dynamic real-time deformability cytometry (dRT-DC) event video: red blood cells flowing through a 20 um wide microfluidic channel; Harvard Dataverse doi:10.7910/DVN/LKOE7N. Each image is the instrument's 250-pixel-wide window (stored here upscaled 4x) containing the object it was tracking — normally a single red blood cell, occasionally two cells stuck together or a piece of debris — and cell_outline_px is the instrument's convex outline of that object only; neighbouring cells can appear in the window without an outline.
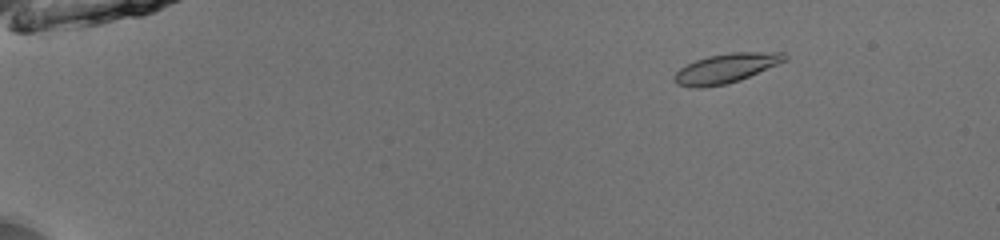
{"species": "common noctule bat (a hibernating species)", "species_latin": "Nyctalus noctula", "temperature_condition": "room temperature", "stored_images_in_passage": 46, "camera_frame_rate_fps": 3000, "um_per_image_px": 0.085, "animal": {"sex": "male", "body_mass_g": 13.0, "forearm_length_mm": 53.1}, "frame": {"image": 1, "passage_image": 1, "time_ms": 0.0, "image_size_px": [1000, 240], "cell_outline_px": [[788, 60], [740, 80], [724, 84], [700, 88], [696, 88], [676, 84], [672, 80], [672, 76], [680, 68], [696, 60], [708, 56], [732, 52], [784, 52], [788, 56]], "centroid_in_image_um": [61.71, 5.8], "position_along_channel_um": 23.3, "area_um2": 18.96}}
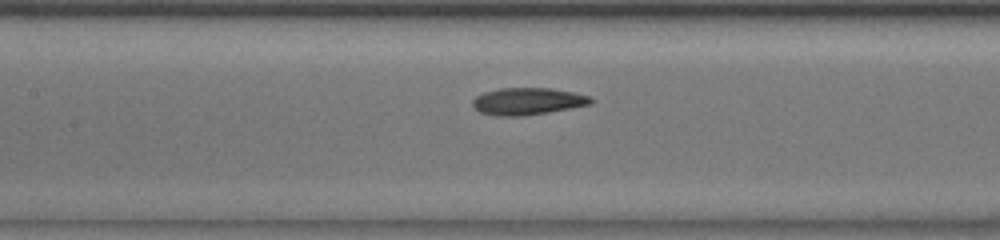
{"frame": {"image": 2, "passage_image": 20, "time_ms": 6.333, "image_size_px": [1000, 240], "cell_outline_px": [[596, 100], [592, 104], [548, 112], [520, 116], [496, 116], [480, 112], [472, 104], [472, 100], [476, 96], [484, 92], [500, 88], [548, 88], [572, 92], [588, 96]], "centroid_in_image_um": [44.85, 8.61], "position_along_channel_um": 162.6, "area_um2": 18.55}}
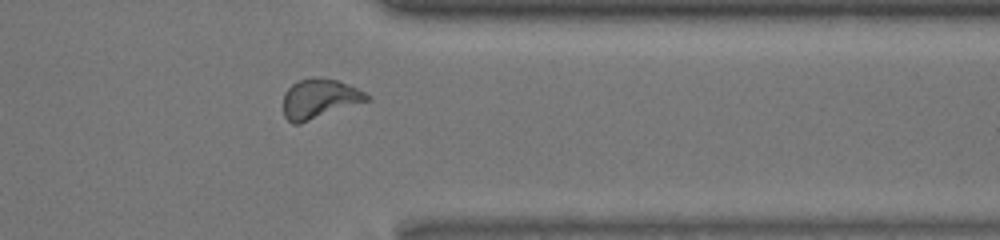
{"frame": {"image": 3, "passage_image": 37, "time_ms": 12.0, "image_size_px": [1000, 240], "cell_outline_px": [[372, 100], [300, 124], [292, 124], [284, 116], [284, 92], [292, 84], [300, 80], [312, 76], [336, 80], [348, 84], [372, 96]], "centroid_in_image_um": [27.18, 8.4], "position_along_channel_um": 384.2, "area_um2": 19.54}, "authors_computed_cell_mechanics": {"area_um2": 18.5827, "velocity_mm_per_s": 3.9451, "shape_relaxation_time_tau1_ms": 2.7802, "shape_relaxation_time_tau2_ms": 2.0834, "deformation_change_tau1": 0.1283, "deformation_change_tau2": 0.097}}